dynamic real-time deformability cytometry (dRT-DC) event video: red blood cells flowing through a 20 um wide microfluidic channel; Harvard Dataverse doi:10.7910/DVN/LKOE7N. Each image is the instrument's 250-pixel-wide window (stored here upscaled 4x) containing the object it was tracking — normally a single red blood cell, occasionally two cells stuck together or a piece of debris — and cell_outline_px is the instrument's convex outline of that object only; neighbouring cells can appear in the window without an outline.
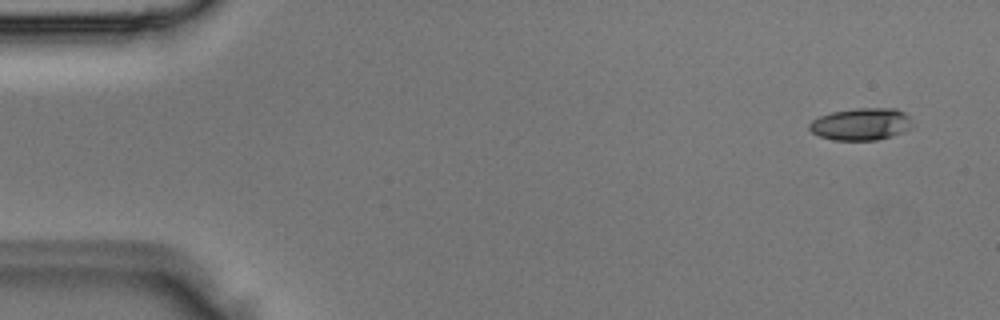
{"species": "Egyptian fruit bat (a non-hibernating species)", "species_latin": "Rousettus aegyptiacus", "temperature_condition": "room temperature", "stored_images_in_passage": 4, "segment_of_instrument_passage": [1, 2], "camera_frame_rate_fps": 3000, "um_per_image_px": 0.085, "animal": {"sex": "male"}, "frame": {"image": 1, "passage_image": 1, "time_ms": 0.0, "image_size_px": [1000, 320], "cell_outline_px": [[912, 128], [904, 132], [892, 136], [876, 140], [832, 140], [820, 136], [812, 132], [808, 128], [808, 124], [812, 120], [820, 116], [832, 112], [856, 108], [896, 108], [904, 112], [908, 116], [912, 124]], "centroid_in_image_um": [73.2, 10.55], "position_along_channel_um": 11.8, "area_um2": 19.42}}